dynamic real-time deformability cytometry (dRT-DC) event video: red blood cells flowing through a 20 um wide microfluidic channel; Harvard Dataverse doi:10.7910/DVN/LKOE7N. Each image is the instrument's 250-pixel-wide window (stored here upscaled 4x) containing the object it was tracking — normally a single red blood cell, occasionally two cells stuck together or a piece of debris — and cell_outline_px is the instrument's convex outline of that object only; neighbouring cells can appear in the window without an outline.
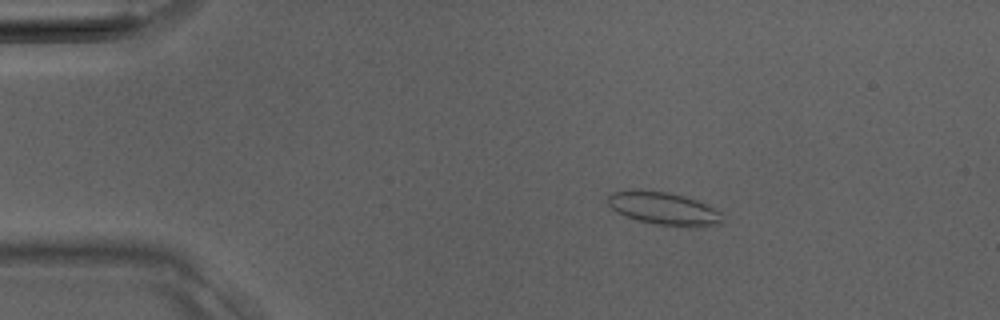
{"species": "Egyptian fruit bat (a non-hibernating species)", "species_latin": "Rousettus aegyptiacus", "temperature_condition": "room temperature", "stored_images_in_passage": 38, "camera_frame_rate_fps": 3000, "um_per_image_px": 0.085, "animal": {"sex": "male"}, "frame": {"image": 1, "passage_image": 7, "time_ms": 2.0, "image_size_px": [1000, 320], "cell_outline_px": [[724, 220], [720, 224], [688, 228], [656, 224], [624, 216], [616, 212], [604, 200], [612, 192], [668, 192], [684, 196], [696, 200], [720, 212]], "centroid_in_image_um": [56.45, 17.77], "position_along_channel_um": 28.6, "area_um2": 21.44}}
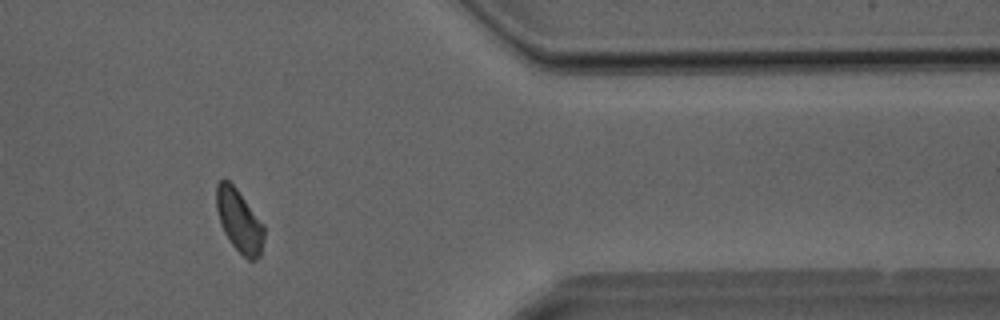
{"frame": {"image": 2, "passage_image": 32, "time_ms": 10.333, "image_size_px": [1000, 320], "cell_outline_px": [[264, 240], [260, 256], [256, 260], [248, 260], [232, 244], [224, 232], [216, 208], [216, 184], [224, 176], [236, 188], [264, 224]], "centroid_in_image_um": [20.34, 18.75], "position_along_channel_um": 391.1, "area_um2": 17.4}}
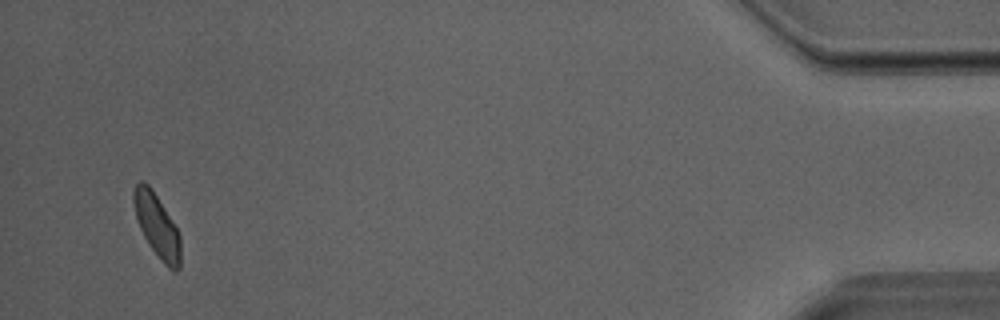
{"frame": {"image": 3, "passage_image": 37, "time_ms": 12.0, "image_size_px": [1000, 320], "cell_outline_px": [[180, 268], [176, 272], [172, 272], [164, 264], [148, 244], [140, 228], [136, 216], [132, 200], [132, 192], [136, 184], [140, 180], [144, 180], [152, 188], [176, 228], [180, 236]], "centroid_in_image_um": [13.33, 19.19], "position_along_channel_um": 421.9, "area_um2": 17.28}}